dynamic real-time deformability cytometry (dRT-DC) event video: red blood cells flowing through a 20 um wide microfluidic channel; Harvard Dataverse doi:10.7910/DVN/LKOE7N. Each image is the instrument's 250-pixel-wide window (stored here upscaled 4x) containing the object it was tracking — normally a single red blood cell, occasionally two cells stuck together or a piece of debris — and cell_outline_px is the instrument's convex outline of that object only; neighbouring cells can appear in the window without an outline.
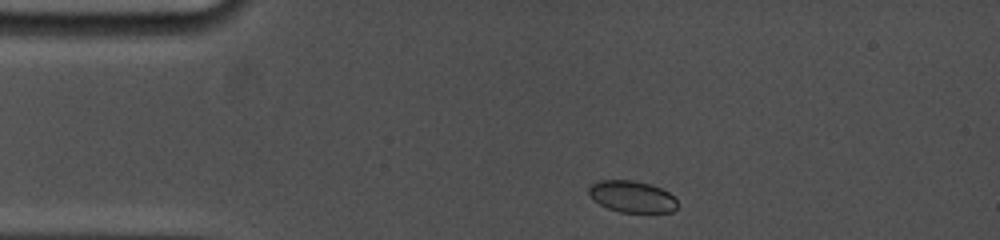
{"species": "common noctule bat (a hibernating species)", "species_latin": "Nyctalus noctula", "temperature_condition": "cold", "stored_images_in_passage": 32, "camera_frame_rate_fps": 5000, "um_per_image_px": 0.085, "animal": {"sex": "female", "body_mass_g": 19.0, "forearm_length_mm": 53.3}, "frame": {"image": 1, "passage_image": 1, "time_ms": 0.0, "image_size_px": [1000, 240], "cell_outline_px": [[676, 208], [672, 212], [620, 212], [608, 208], [600, 204], [588, 192], [588, 188], [592, 184], [600, 180], [632, 180], [652, 184], [668, 192], [676, 200]], "centroid_in_image_um": [53.73, 16.7], "position_along_channel_um": 31.3, "area_um2": 16.13}}
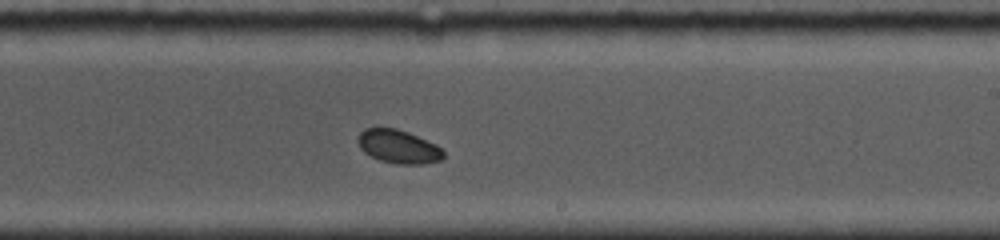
{"frame": {"image": 2, "passage_image": 19, "time_ms": 7.0, "image_size_px": [1000, 240], "cell_outline_px": [[444, 156], [440, 160], [424, 164], [396, 164], [380, 160], [364, 152], [360, 148], [356, 140], [360, 132], [364, 128], [396, 128], [408, 132], [436, 144], [444, 152]], "centroid_in_image_um": [33.85, 12.46], "position_along_channel_um": 255.2, "area_um2": 16.7}}
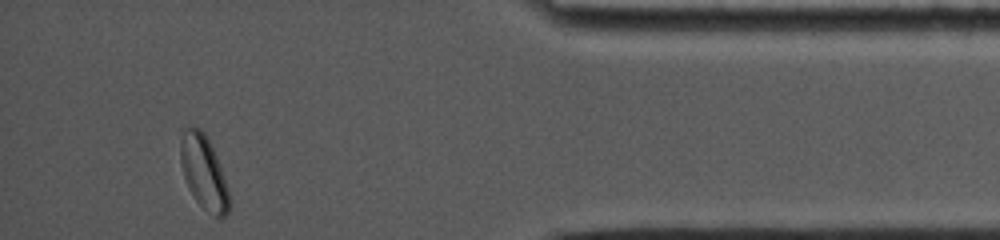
{"frame": {"image": 3, "passage_image": 32, "time_ms": 12.0, "image_size_px": [1000, 240], "cell_outline_px": [[228, 212], [220, 220], [204, 208], [196, 200], [188, 188], [184, 176], [180, 160], [180, 144], [184, 132], [188, 128], [200, 128], [204, 132], [216, 156], [228, 188]], "centroid_in_image_um": [17.31, 14.68], "position_along_channel_um": 417.9, "area_um2": 20.35}, "authors_computed_cell_mechanics": {"area_um2": 17.34, "velocity_mm_per_s": 3.8166, "shape_relaxation_time_tau1_ms": 7.3036, "shape_relaxation_time_tau2_ms": null, "deformation_change_tau1": 0.078, "deformation_change_tau2": null}}